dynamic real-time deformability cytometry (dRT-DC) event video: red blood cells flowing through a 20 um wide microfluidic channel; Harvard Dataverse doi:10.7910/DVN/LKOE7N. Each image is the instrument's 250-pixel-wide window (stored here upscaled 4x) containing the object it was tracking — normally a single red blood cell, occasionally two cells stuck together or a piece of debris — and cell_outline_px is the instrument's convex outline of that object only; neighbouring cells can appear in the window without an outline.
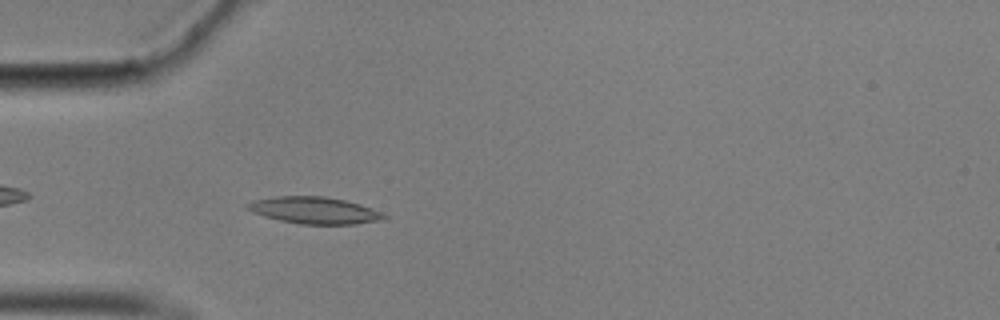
{"species": "common noctule bat (a hibernating species)", "species_latin": "Nyctalus noctula", "temperature_condition": "cold", "stored_images_in_passage": 45, "camera_frame_rate_fps": 3000, "um_per_image_px": 0.085, "animal": {"sex": "male", "body_mass_g": 17.9}, "frame": {"image": 1, "passage_image": 5, "time_ms": 1.333, "image_size_px": [1000, 320], "cell_outline_px": [[388, 216], [384, 220], [356, 224], [300, 224], [280, 220], [264, 216], [252, 212], [244, 208], [244, 204], [252, 200], [276, 196], [324, 196], [344, 200], [360, 204], [384, 212]], "centroid_in_image_um": [26.72, 17.88], "position_along_channel_um": 58.3, "area_um2": 21.62}}
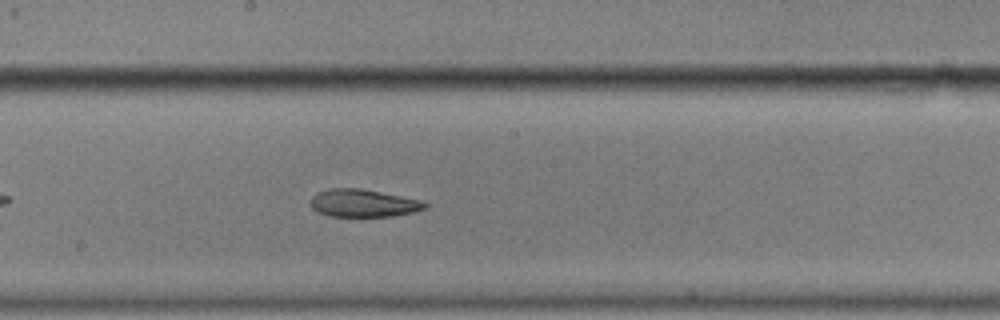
{"frame": {"image": 2, "passage_image": 19, "time_ms": 6.0, "image_size_px": [1000, 320], "cell_outline_px": [[428, 204], [424, 208], [416, 212], [392, 216], [328, 216], [316, 212], [312, 208], [312, 196], [316, 192], [332, 188], [360, 188], [420, 200]], "centroid_in_image_um": [30.85, 17.27], "position_along_channel_um": 217.4, "area_um2": 18.32}}
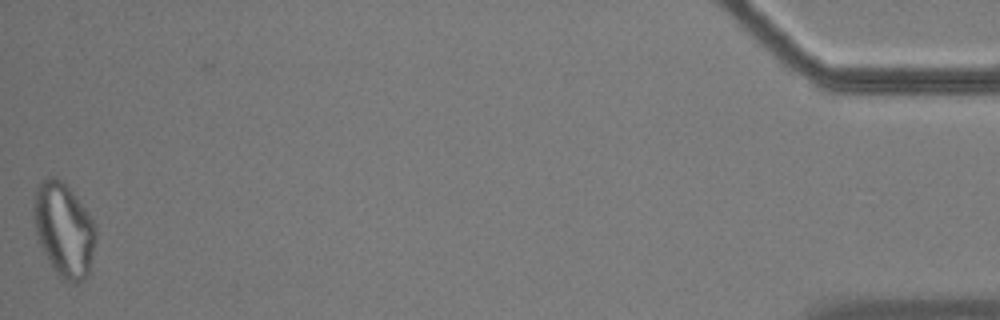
{"frame": {"image": 3, "passage_image": 45, "time_ms": 14.667, "image_size_px": [1000, 320], "cell_outline_px": [[96, 236], [88, 276], [76, 284], [64, 280], [56, 272], [48, 260], [40, 244], [36, 232], [32, 212], [32, 204], [36, 188], [48, 176], [56, 176], [64, 180], [88, 212], [96, 228]], "centroid_in_image_um": [5.42, 19.49], "position_along_channel_um": 429.8, "area_um2": 34.1}, "authors_computed_cell_mechanics": {"area_um2": 20.4612, "velocity_mm_per_s": 3.4995, "shape_relaxation_time_tau1_ms": null, "shape_relaxation_time_tau2_ms": 7.8376, "deformation_change_tau1": null, "deformation_change_tau2": 0.1805}}